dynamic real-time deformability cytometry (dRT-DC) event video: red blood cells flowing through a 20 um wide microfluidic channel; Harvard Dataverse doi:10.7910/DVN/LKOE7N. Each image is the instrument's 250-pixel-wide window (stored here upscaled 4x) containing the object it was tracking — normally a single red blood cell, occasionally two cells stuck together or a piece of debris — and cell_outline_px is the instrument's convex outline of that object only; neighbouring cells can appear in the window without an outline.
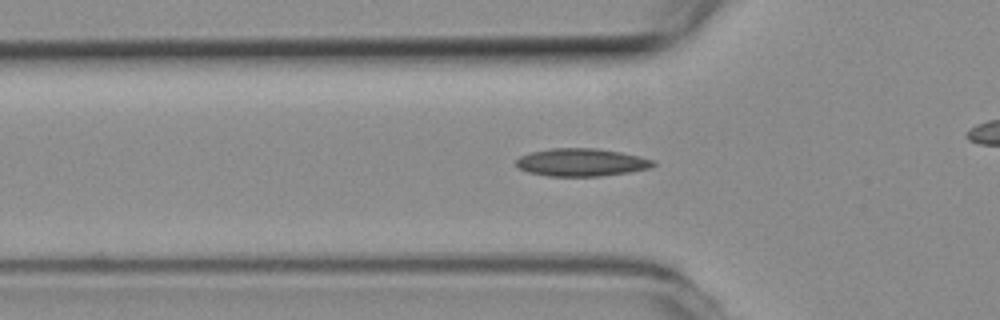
{"species": "common noctule bat (a hibernating species)", "species_latin": "Nyctalus noctula", "temperature_condition": "room temperature", "stored_images_in_passage": 35, "camera_frame_rate_fps": 3000, "um_per_image_px": 0.085, "animal": {"sex": "female", "body_mass_g": 19.3, "forearm_length_mm": 54.1}, "frame": {"image": 1, "passage_image": 8, "time_ms": 2.333, "image_size_px": [1000, 320], "cell_outline_px": [[656, 164], [652, 168], [628, 172], [600, 176], [548, 176], [528, 172], [520, 168], [516, 164], [516, 160], [520, 156], [532, 152], [552, 148], [596, 148], [620, 152], [640, 156], [656, 160]], "centroid_in_image_um": [49.47, 13.8], "position_along_channel_um": 76.3, "area_um2": 22.2}}
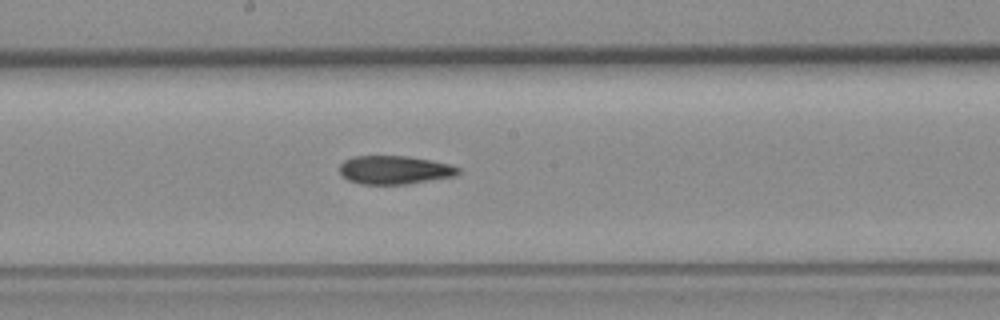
{"frame": {"image": 2, "passage_image": 19, "time_ms": 6.0, "image_size_px": [1000, 320], "cell_outline_px": [[460, 172], [456, 176], [408, 184], [360, 184], [348, 180], [340, 172], [340, 164], [344, 160], [352, 156], [408, 156], [432, 160], [448, 164], [460, 168]], "centroid_in_image_um": [33.55, 14.44], "position_along_channel_um": 214.7, "area_um2": 19.77}}
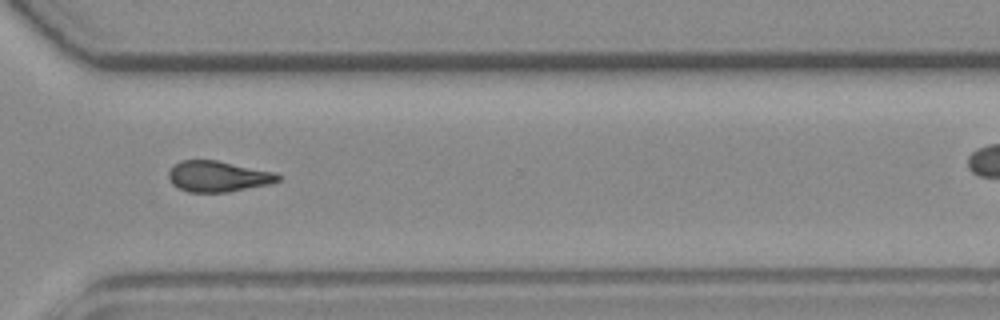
{"frame": {"image": 3, "passage_image": 30, "time_ms": 9.667, "image_size_px": [1000, 320], "cell_outline_px": [[280, 180], [268, 184], [228, 192], [188, 192], [172, 184], [168, 176], [168, 172], [180, 160], [216, 160], [276, 172], [280, 176]], "centroid_in_image_um": [18.53, 14.99], "position_along_channel_um": 352.1, "area_um2": 19.54}}